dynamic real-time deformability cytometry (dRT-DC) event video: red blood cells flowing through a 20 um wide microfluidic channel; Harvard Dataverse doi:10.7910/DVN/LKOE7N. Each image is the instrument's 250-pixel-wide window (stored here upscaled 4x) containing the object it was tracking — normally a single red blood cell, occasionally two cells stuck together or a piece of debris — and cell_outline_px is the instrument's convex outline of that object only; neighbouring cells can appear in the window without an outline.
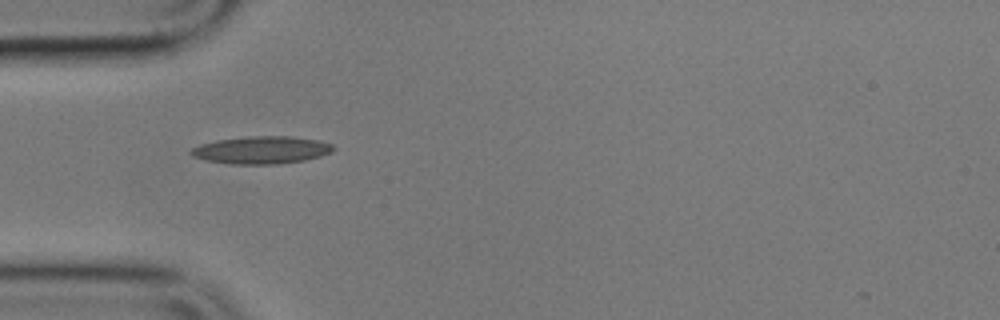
{"species": "common noctule bat (a hibernating species)", "species_latin": "Nyctalus noctula", "temperature_condition": "cold", "stored_images_in_passage": 6, "camera_frame_rate_fps": 3000, "um_per_image_px": 0.085, "animal": {"sex": "male", "body_mass_g": 17.9}, "frame": {"image": 1, "passage_image": 1, "time_ms": 0.0, "image_size_px": [1000, 320], "cell_outline_px": [[336, 148], [332, 152], [320, 156], [304, 160], [276, 164], [232, 164], [208, 160], [192, 156], [188, 152], [192, 148], [200, 144], [216, 140], [248, 136], [292, 136], [316, 140], [332, 144]], "centroid_in_image_um": [22.23, 12.74], "position_along_channel_um": 62.8, "area_um2": 22.77}}
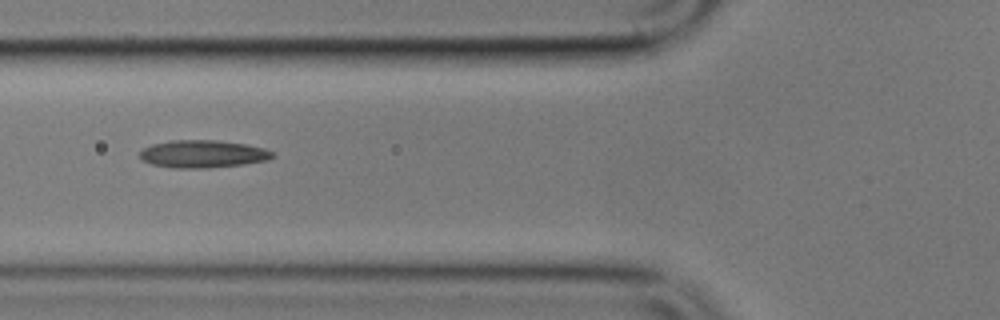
{"frame": {"image": 2, "passage_image": 2, "time_ms": 1.333, "image_size_px": [1000, 320], "cell_outline_px": [[276, 156], [268, 160], [244, 164], [208, 168], [172, 168], [152, 164], [144, 160], [140, 156], [140, 152], [144, 148], [152, 144], [172, 140], [216, 140], [244, 144], [264, 148], [272, 152]], "centroid_in_image_um": [17.26, 13.09], "position_along_channel_um": 108.5, "area_um2": 21.27}}
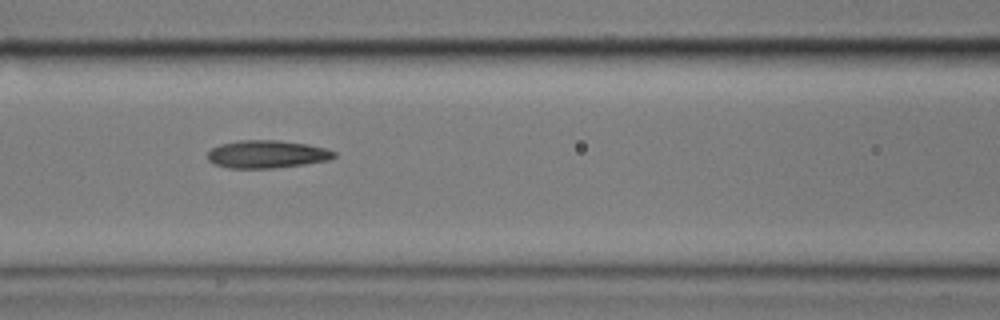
{"frame": {"image": 3, "passage_image": 3, "time_ms": 2.333, "image_size_px": [1000, 320], "cell_outline_px": [[336, 156], [332, 160], [304, 164], [272, 168], [228, 168], [216, 164], [208, 160], [208, 152], [212, 148], [220, 144], [240, 140], [280, 140], [308, 144], [324, 148], [336, 152]], "centroid_in_image_um": [22.72, 13.1], "position_along_channel_um": 143.9, "area_um2": 20.52}}